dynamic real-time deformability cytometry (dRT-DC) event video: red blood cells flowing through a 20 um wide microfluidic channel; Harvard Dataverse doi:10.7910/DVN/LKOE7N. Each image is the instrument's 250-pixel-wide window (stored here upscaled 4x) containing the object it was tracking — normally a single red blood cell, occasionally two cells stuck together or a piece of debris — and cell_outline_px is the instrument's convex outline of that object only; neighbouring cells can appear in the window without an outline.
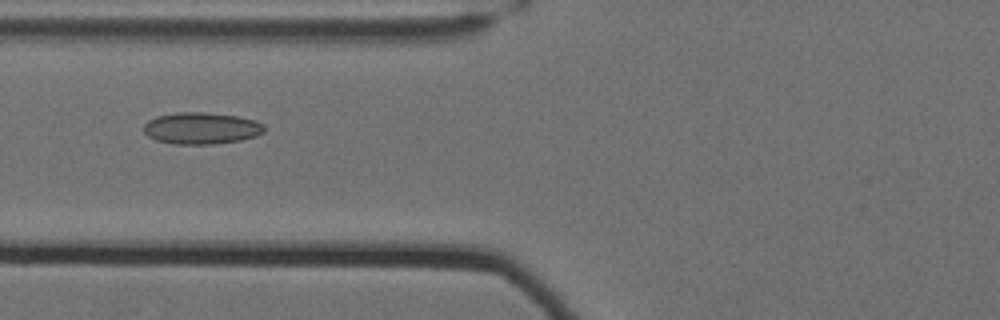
{"species": "Egyptian fruit bat (a non-hibernating species)", "species_latin": "Rousettus aegyptiacus", "temperature_condition": "cold", "stored_images_in_passage": 39, "camera_frame_rate_fps": 3000, "um_per_image_px": 0.085, "animal": {"sex": "female"}, "frame": {"image": 1, "passage_image": 5, "time_ms": 1.333, "image_size_px": [1000, 320], "cell_outline_px": [[264, 132], [256, 136], [240, 140], [212, 144], [172, 144], [156, 140], [148, 136], [144, 132], [144, 124], [148, 120], [156, 116], [176, 112], [204, 112], [240, 116], [256, 120], [264, 124]], "centroid_in_image_um": [17.12, 10.89], "position_along_channel_um": 108.7, "area_um2": 22.48}}
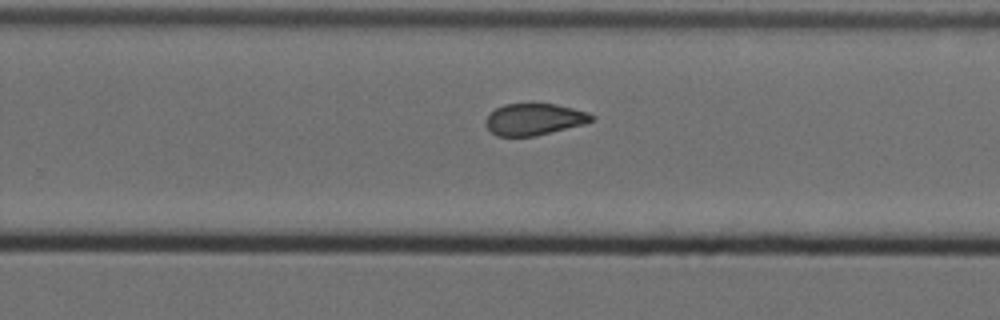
{"frame": {"image": 2, "passage_image": 20, "time_ms": 6.333, "image_size_px": [1000, 320], "cell_outline_px": [[596, 116], [592, 120], [584, 124], [532, 136], [496, 136], [488, 128], [488, 116], [496, 108], [504, 104], [556, 104], [588, 112]], "centroid_in_image_um": [45.44, 10.13], "position_along_channel_um": 284.4, "area_um2": 19.07}}
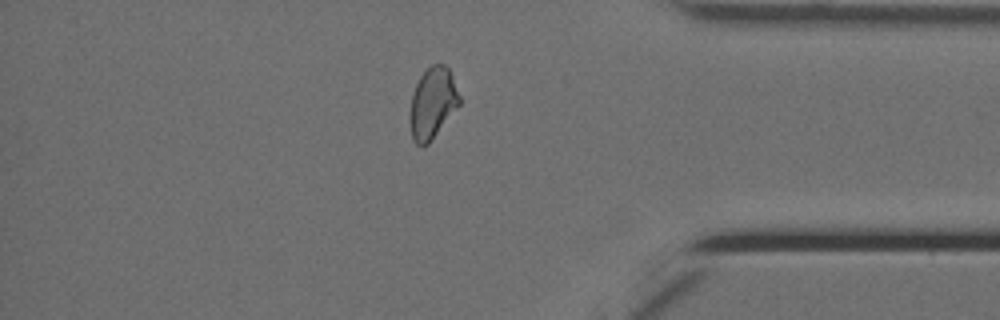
{"frame": {"image": 3, "passage_image": 31, "time_ms": 10.0, "image_size_px": [1000, 320], "cell_outline_px": [[460, 104], [432, 140], [428, 144], [416, 144], [412, 136], [408, 116], [412, 92], [420, 76], [432, 64], [444, 64], [448, 68], [452, 76], [460, 96]], "centroid_in_image_um": [36.75, 8.76], "position_along_channel_um": 398.5, "area_um2": 20.52}, "authors_computed_cell_mechanics": {"area_um2": 20.5768, "velocity_mm_per_s": 3.5055, "shape_relaxation_time_tau1_ms": null, "shape_relaxation_time_tau2_ms": 2.7001, "deformation_change_tau1": null, "deformation_change_tau2": 0.0863}}